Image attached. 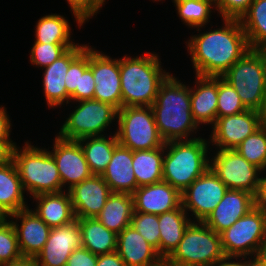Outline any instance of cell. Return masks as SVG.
Listing matches in <instances>:
<instances>
[{"label":"cell","instance_id":"cell-28","mask_svg":"<svg viewBox=\"0 0 266 266\" xmlns=\"http://www.w3.org/2000/svg\"><path fill=\"white\" fill-rule=\"evenodd\" d=\"M133 212L132 194L112 192L96 218L118 235L130 225Z\"/></svg>","mask_w":266,"mask_h":266},{"label":"cell","instance_id":"cell-19","mask_svg":"<svg viewBox=\"0 0 266 266\" xmlns=\"http://www.w3.org/2000/svg\"><path fill=\"white\" fill-rule=\"evenodd\" d=\"M68 192L76 218H96L112 193L101 175H92Z\"/></svg>","mask_w":266,"mask_h":266},{"label":"cell","instance_id":"cell-13","mask_svg":"<svg viewBox=\"0 0 266 266\" xmlns=\"http://www.w3.org/2000/svg\"><path fill=\"white\" fill-rule=\"evenodd\" d=\"M110 57L89 45V68L95 81L94 99L122 108L120 58Z\"/></svg>","mask_w":266,"mask_h":266},{"label":"cell","instance_id":"cell-34","mask_svg":"<svg viewBox=\"0 0 266 266\" xmlns=\"http://www.w3.org/2000/svg\"><path fill=\"white\" fill-rule=\"evenodd\" d=\"M179 19L190 28L206 27L216 10L214 0H186L174 3ZM206 25V26H205Z\"/></svg>","mask_w":266,"mask_h":266},{"label":"cell","instance_id":"cell-36","mask_svg":"<svg viewBox=\"0 0 266 266\" xmlns=\"http://www.w3.org/2000/svg\"><path fill=\"white\" fill-rule=\"evenodd\" d=\"M248 110L241 102L237 91L221 76H218L217 118Z\"/></svg>","mask_w":266,"mask_h":266},{"label":"cell","instance_id":"cell-47","mask_svg":"<svg viewBox=\"0 0 266 266\" xmlns=\"http://www.w3.org/2000/svg\"><path fill=\"white\" fill-rule=\"evenodd\" d=\"M17 145L13 140H0V166L12 160L14 147Z\"/></svg>","mask_w":266,"mask_h":266},{"label":"cell","instance_id":"cell-37","mask_svg":"<svg viewBox=\"0 0 266 266\" xmlns=\"http://www.w3.org/2000/svg\"><path fill=\"white\" fill-rule=\"evenodd\" d=\"M77 44H45L34 43L30 50V62L33 66L44 68L64 55L70 48Z\"/></svg>","mask_w":266,"mask_h":266},{"label":"cell","instance_id":"cell-40","mask_svg":"<svg viewBox=\"0 0 266 266\" xmlns=\"http://www.w3.org/2000/svg\"><path fill=\"white\" fill-rule=\"evenodd\" d=\"M21 257L15 228L8 219L0 224V264L12 262Z\"/></svg>","mask_w":266,"mask_h":266},{"label":"cell","instance_id":"cell-3","mask_svg":"<svg viewBox=\"0 0 266 266\" xmlns=\"http://www.w3.org/2000/svg\"><path fill=\"white\" fill-rule=\"evenodd\" d=\"M156 52L120 58L122 107L152 106L160 85L170 75Z\"/></svg>","mask_w":266,"mask_h":266},{"label":"cell","instance_id":"cell-20","mask_svg":"<svg viewBox=\"0 0 266 266\" xmlns=\"http://www.w3.org/2000/svg\"><path fill=\"white\" fill-rule=\"evenodd\" d=\"M252 208H254L253 194L244 190L228 189L203 222L217 234H221Z\"/></svg>","mask_w":266,"mask_h":266},{"label":"cell","instance_id":"cell-7","mask_svg":"<svg viewBox=\"0 0 266 266\" xmlns=\"http://www.w3.org/2000/svg\"><path fill=\"white\" fill-rule=\"evenodd\" d=\"M224 258L220 234L204 222L192 221L166 260L176 266H214Z\"/></svg>","mask_w":266,"mask_h":266},{"label":"cell","instance_id":"cell-44","mask_svg":"<svg viewBox=\"0 0 266 266\" xmlns=\"http://www.w3.org/2000/svg\"><path fill=\"white\" fill-rule=\"evenodd\" d=\"M80 81V54L70 63V67L65 77L66 91L71 95L79 89Z\"/></svg>","mask_w":266,"mask_h":266},{"label":"cell","instance_id":"cell-33","mask_svg":"<svg viewBox=\"0 0 266 266\" xmlns=\"http://www.w3.org/2000/svg\"><path fill=\"white\" fill-rule=\"evenodd\" d=\"M240 22L250 49L266 47V0H254Z\"/></svg>","mask_w":266,"mask_h":266},{"label":"cell","instance_id":"cell-15","mask_svg":"<svg viewBox=\"0 0 266 266\" xmlns=\"http://www.w3.org/2000/svg\"><path fill=\"white\" fill-rule=\"evenodd\" d=\"M51 148L49 152L54 158L65 191L93 175L77 140H66L55 135Z\"/></svg>","mask_w":266,"mask_h":266},{"label":"cell","instance_id":"cell-24","mask_svg":"<svg viewBox=\"0 0 266 266\" xmlns=\"http://www.w3.org/2000/svg\"><path fill=\"white\" fill-rule=\"evenodd\" d=\"M132 160L133 151L118 143L111 161L101 175L112 192L132 194L138 188Z\"/></svg>","mask_w":266,"mask_h":266},{"label":"cell","instance_id":"cell-31","mask_svg":"<svg viewBox=\"0 0 266 266\" xmlns=\"http://www.w3.org/2000/svg\"><path fill=\"white\" fill-rule=\"evenodd\" d=\"M164 146L133 151L132 166L138 187L163 181Z\"/></svg>","mask_w":266,"mask_h":266},{"label":"cell","instance_id":"cell-5","mask_svg":"<svg viewBox=\"0 0 266 266\" xmlns=\"http://www.w3.org/2000/svg\"><path fill=\"white\" fill-rule=\"evenodd\" d=\"M13 149L12 160L17 168L26 194L36 196L43 193H59L65 191L53 156L49 148L32 145L28 140Z\"/></svg>","mask_w":266,"mask_h":266},{"label":"cell","instance_id":"cell-12","mask_svg":"<svg viewBox=\"0 0 266 266\" xmlns=\"http://www.w3.org/2000/svg\"><path fill=\"white\" fill-rule=\"evenodd\" d=\"M228 190L226 185L209 167L182 193L181 205L193 221L203 222L216 208Z\"/></svg>","mask_w":266,"mask_h":266},{"label":"cell","instance_id":"cell-46","mask_svg":"<svg viewBox=\"0 0 266 266\" xmlns=\"http://www.w3.org/2000/svg\"><path fill=\"white\" fill-rule=\"evenodd\" d=\"M6 109L5 106L0 105V140H12L10 139L12 124Z\"/></svg>","mask_w":266,"mask_h":266},{"label":"cell","instance_id":"cell-53","mask_svg":"<svg viewBox=\"0 0 266 266\" xmlns=\"http://www.w3.org/2000/svg\"><path fill=\"white\" fill-rule=\"evenodd\" d=\"M9 216L0 208V224L8 220Z\"/></svg>","mask_w":266,"mask_h":266},{"label":"cell","instance_id":"cell-49","mask_svg":"<svg viewBox=\"0 0 266 266\" xmlns=\"http://www.w3.org/2000/svg\"><path fill=\"white\" fill-rule=\"evenodd\" d=\"M214 266H254V262L250 258L225 257Z\"/></svg>","mask_w":266,"mask_h":266},{"label":"cell","instance_id":"cell-25","mask_svg":"<svg viewBox=\"0 0 266 266\" xmlns=\"http://www.w3.org/2000/svg\"><path fill=\"white\" fill-rule=\"evenodd\" d=\"M31 198L36 202L33 212L50 228L67 225L76 220L68 191L43 193Z\"/></svg>","mask_w":266,"mask_h":266},{"label":"cell","instance_id":"cell-29","mask_svg":"<svg viewBox=\"0 0 266 266\" xmlns=\"http://www.w3.org/2000/svg\"><path fill=\"white\" fill-rule=\"evenodd\" d=\"M81 230L82 246L96 255L115 252L117 234L108 230L97 218H76Z\"/></svg>","mask_w":266,"mask_h":266},{"label":"cell","instance_id":"cell-1","mask_svg":"<svg viewBox=\"0 0 266 266\" xmlns=\"http://www.w3.org/2000/svg\"><path fill=\"white\" fill-rule=\"evenodd\" d=\"M223 26L191 35L186 41L187 52L198 76H222L250 49L238 19L222 18ZM201 32V33H200Z\"/></svg>","mask_w":266,"mask_h":266},{"label":"cell","instance_id":"cell-51","mask_svg":"<svg viewBox=\"0 0 266 266\" xmlns=\"http://www.w3.org/2000/svg\"><path fill=\"white\" fill-rule=\"evenodd\" d=\"M0 266H37L35 262V258L30 257H21L18 260L0 264Z\"/></svg>","mask_w":266,"mask_h":266},{"label":"cell","instance_id":"cell-52","mask_svg":"<svg viewBox=\"0 0 266 266\" xmlns=\"http://www.w3.org/2000/svg\"><path fill=\"white\" fill-rule=\"evenodd\" d=\"M260 114V124L262 127L266 128V96L264 98L261 109L259 110Z\"/></svg>","mask_w":266,"mask_h":266},{"label":"cell","instance_id":"cell-30","mask_svg":"<svg viewBox=\"0 0 266 266\" xmlns=\"http://www.w3.org/2000/svg\"><path fill=\"white\" fill-rule=\"evenodd\" d=\"M83 150L89 169L93 175H102L112 159L118 144L116 132L113 135L84 137L77 140Z\"/></svg>","mask_w":266,"mask_h":266},{"label":"cell","instance_id":"cell-54","mask_svg":"<svg viewBox=\"0 0 266 266\" xmlns=\"http://www.w3.org/2000/svg\"><path fill=\"white\" fill-rule=\"evenodd\" d=\"M154 266H176V265H173V264L169 263L166 259H163L161 262H159L158 264H156Z\"/></svg>","mask_w":266,"mask_h":266},{"label":"cell","instance_id":"cell-39","mask_svg":"<svg viewBox=\"0 0 266 266\" xmlns=\"http://www.w3.org/2000/svg\"><path fill=\"white\" fill-rule=\"evenodd\" d=\"M95 81L89 68V44L80 53V81L79 89L70 95V102L94 99Z\"/></svg>","mask_w":266,"mask_h":266},{"label":"cell","instance_id":"cell-10","mask_svg":"<svg viewBox=\"0 0 266 266\" xmlns=\"http://www.w3.org/2000/svg\"><path fill=\"white\" fill-rule=\"evenodd\" d=\"M220 236L225 257L252 259L266 238V216L252 208Z\"/></svg>","mask_w":266,"mask_h":266},{"label":"cell","instance_id":"cell-6","mask_svg":"<svg viewBox=\"0 0 266 266\" xmlns=\"http://www.w3.org/2000/svg\"><path fill=\"white\" fill-rule=\"evenodd\" d=\"M247 109L259 111L266 96V59L260 49H249L222 76Z\"/></svg>","mask_w":266,"mask_h":266},{"label":"cell","instance_id":"cell-14","mask_svg":"<svg viewBox=\"0 0 266 266\" xmlns=\"http://www.w3.org/2000/svg\"><path fill=\"white\" fill-rule=\"evenodd\" d=\"M261 127L260 114L248 109L238 114L219 117L212 126L209 143L215 149H235L245 138Z\"/></svg>","mask_w":266,"mask_h":266},{"label":"cell","instance_id":"cell-22","mask_svg":"<svg viewBox=\"0 0 266 266\" xmlns=\"http://www.w3.org/2000/svg\"><path fill=\"white\" fill-rule=\"evenodd\" d=\"M194 86H190L191 111L199 127L215 124L218 104V76L195 75Z\"/></svg>","mask_w":266,"mask_h":266},{"label":"cell","instance_id":"cell-50","mask_svg":"<svg viewBox=\"0 0 266 266\" xmlns=\"http://www.w3.org/2000/svg\"><path fill=\"white\" fill-rule=\"evenodd\" d=\"M252 259L254 266H266V238L259 244Z\"/></svg>","mask_w":266,"mask_h":266},{"label":"cell","instance_id":"cell-8","mask_svg":"<svg viewBox=\"0 0 266 266\" xmlns=\"http://www.w3.org/2000/svg\"><path fill=\"white\" fill-rule=\"evenodd\" d=\"M118 143L132 151L163 147L151 106L122 107L117 112Z\"/></svg>","mask_w":266,"mask_h":266},{"label":"cell","instance_id":"cell-55","mask_svg":"<svg viewBox=\"0 0 266 266\" xmlns=\"http://www.w3.org/2000/svg\"><path fill=\"white\" fill-rule=\"evenodd\" d=\"M261 50H262L263 55H264V57H265V59H266V47L262 48Z\"/></svg>","mask_w":266,"mask_h":266},{"label":"cell","instance_id":"cell-17","mask_svg":"<svg viewBox=\"0 0 266 266\" xmlns=\"http://www.w3.org/2000/svg\"><path fill=\"white\" fill-rule=\"evenodd\" d=\"M32 209L19 210L8 219L15 228L21 255L35 258L42 251L51 228Z\"/></svg>","mask_w":266,"mask_h":266},{"label":"cell","instance_id":"cell-32","mask_svg":"<svg viewBox=\"0 0 266 266\" xmlns=\"http://www.w3.org/2000/svg\"><path fill=\"white\" fill-rule=\"evenodd\" d=\"M65 18L56 13L42 16L35 25L34 43L78 44L71 39L72 29Z\"/></svg>","mask_w":266,"mask_h":266},{"label":"cell","instance_id":"cell-57","mask_svg":"<svg viewBox=\"0 0 266 266\" xmlns=\"http://www.w3.org/2000/svg\"><path fill=\"white\" fill-rule=\"evenodd\" d=\"M152 1H154V2H155V1H156V2H160V1H163V0H152Z\"/></svg>","mask_w":266,"mask_h":266},{"label":"cell","instance_id":"cell-21","mask_svg":"<svg viewBox=\"0 0 266 266\" xmlns=\"http://www.w3.org/2000/svg\"><path fill=\"white\" fill-rule=\"evenodd\" d=\"M135 212L163 214L181 205V193L169 183H159L138 187L133 193Z\"/></svg>","mask_w":266,"mask_h":266},{"label":"cell","instance_id":"cell-56","mask_svg":"<svg viewBox=\"0 0 266 266\" xmlns=\"http://www.w3.org/2000/svg\"><path fill=\"white\" fill-rule=\"evenodd\" d=\"M182 1H186V0H172L173 3H180Z\"/></svg>","mask_w":266,"mask_h":266},{"label":"cell","instance_id":"cell-35","mask_svg":"<svg viewBox=\"0 0 266 266\" xmlns=\"http://www.w3.org/2000/svg\"><path fill=\"white\" fill-rule=\"evenodd\" d=\"M235 150L248 162L266 172V128L261 126L245 138Z\"/></svg>","mask_w":266,"mask_h":266},{"label":"cell","instance_id":"cell-16","mask_svg":"<svg viewBox=\"0 0 266 266\" xmlns=\"http://www.w3.org/2000/svg\"><path fill=\"white\" fill-rule=\"evenodd\" d=\"M81 230L78 220L53 227L42 251L35 257L37 266H66L71 253L81 247Z\"/></svg>","mask_w":266,"mask_h":266},{"label":"cell","instance_id":"cell-38","mask_svg":"<svg viewBox=\"0 0 266 266\" xmlns=\"http://www.w3.org/2000/svg\"><path fill=\"white\" fill-rule=\"evenodd\" d=\"M130 226L136 229L159 253L160 231L157 214L133 212Z\"/></svg>","mask_w":266,"mask_h":266},{"label":"cell","instance_id":"cell-43","mask_svg":"<svg viewBox=\"0 0 266 266\" xmlns=\"http://www.w3.org/2000/svg\"><path fill=\"white\" fill-rule=\"evenodd\" d=\"M97 259L98 255L81 246L71 253L66 266H96Z\"/></svg>","mask_w":266,"mask_h":266},{"label":"cell","instance_id":"cell-23","mask_svg":"<svg viewBox=\"0 0 266 266\" xmlns=\"http://www.w3.org/2000/svg\"><path fill=\"white\" fill-rule=\"evenodd\" d=\"M116 252L126 266H154L163 260L157 250L130 225L117 235Z\"/></svg>","mask_w":266,"mask_h":266},{"label":"cell","instance_id":"cell-48","mask_svg":"<svg viewBox=\"0 0 266 266\" xmlns=\"http://www.w3.org/2000/svg\"><path fill=\"white\" fill-rule=\"evenodd\" d=\"M96 266H126V264L115 251L108 254L98 255Z\"/></svg>","mask_w":266,"mask_h":266},{"label":"cell","instance_id":"cell-11","mask_svg":"<svg viewBox=\"0 0 266 266\" xmlns=\"http://www.w3.org/2000/svg\"><path fill=\"white\" fill-rule=\"evenodd\" d=\"M215 150H210L215 154L210 153V168L218 178L228 189L244 190L254 195L264 172L235 149Z\"/></svg>","mask_w":266,"mask_h":266},{"label":"cell","instance_id":"cell-9","mask_svg":"<svg viewBox=\"0 0 266 266\" xmlns=\"http://www.w3.org/2000/svg\"><path fill=\"white\" fill-rule=\"evenodd\" d=\"M70 103L77 106L65 118L57 133L63 139L79 140L84 137L108 135L104 131H107L115 119L117 120L118 110L110 104L95 99Z\"/></svg>","mask_w":266,"mask_h":266},{"label":"cell","instance_id":"cell-42","mask_svg":"<svg viewBox=\"0 0 266 266\" xmlns=\"http://www.w3.org/2000/svg\"><path fill=\"white\" fill-rule=\"evenodd\" d=\"M253 1L254 0H214V4L221 18L240 20Z\"/></svg>","mask_w":266,"mask_h":266},{"label":"cell","instance_id":"cell-2","mask_svg":"<svg viewBox=\"0 0 266 266\" xmlns=\"http://www.w3.org/2000/svg\"><path fill=\"white\" fill-rule=\"evenodd\" d=\"M178 79L170 74L160 85L151 106L159 134L165 143L197 138V131L200 130L192 116L190 86Z\"/></svg>","mask_w":266,"mask_h":266},{"label":"cell","instance_id":"cell-26","mask_svg":"<svg viewBox=\"0 0 266 266\" xmlns=\"http://www.w3.org/2000/svg\"><path fill=\"white\" fill-rule=\"evenodd\" d=\"M160 244L159 255L167 259L178 247L183 234L193 221L182 205L178 208L158 215Z\"/></svg>","mask_w":266,"mask_h":266},{"label":"cell","instance_id":"cell-45","mask_svg":"<svg viewBox=\"0 0 266 266\" xmlns=\"http://www.w3.org/2000/svg\"><path fill=\"white\" fill-rule=\"evenodd\" d=\"M253 200L254 208L266 216V175L262 176L260 184L253 195Z\"/></svg>","mask_w":266,"mask_h":266},{"label":"cell","instance_id":"cell-18","mask_svg":"<svg viewBox=\"0 0 266 266\" xmlns=\"http://www.w3.org/2000/svg\"><path fill=\"white\" fill-rule=\"evenodd\" d=\"M87 44H77L70 48L64 55L55 60L49 66L42 68L43 72V94L47 106L51 109L60 108L66 103L70 104V95L66 91L65 77L70 63L87 47ZM65 102V103H64Z\"/></svg>","mask_w":266,"mask_h":266},{"label":"cell","instance_id":"cell-41","mask_svg":"<svg viewBox=\"0 0 266 266\" xmlns=\"http://www.w3.org/2000/svg\"><path fill=\"white\" fill-rule=\"evenodd\" d=\"M69 4L72 16L81 28L84 23L93 18L104 6L106 0H66Z\"/></svg>","mask_w":266,"mask_h":266},{"label":"cell","instance_id":"cell-27","mask_svg":"<svg viewBox=\"0 0 266 266\" xmlns=\"http://www.w3.org/2000/svg\"><path fill=\"white\" fill-rule=\"evenodd\" d=\"M17 168L11 160L0 166V208L9 216L28 206Z\"/></svg>","mask_w":266,"mask_h":266},{"label":"cell","instance_id":"cell-4","mask_svg":"<svg viewBox=\"0 0 266 266\" xmlns=\"http://www.w3.org/2000/svg\"><path fill=\"white\" fill-rule=\"evenodd\" d=\"M209 147V139L202 136L165 143L163 181L182 193L210 167Z\"/></svg>","mask_w":266,"mask_h":266}]
</instances>
